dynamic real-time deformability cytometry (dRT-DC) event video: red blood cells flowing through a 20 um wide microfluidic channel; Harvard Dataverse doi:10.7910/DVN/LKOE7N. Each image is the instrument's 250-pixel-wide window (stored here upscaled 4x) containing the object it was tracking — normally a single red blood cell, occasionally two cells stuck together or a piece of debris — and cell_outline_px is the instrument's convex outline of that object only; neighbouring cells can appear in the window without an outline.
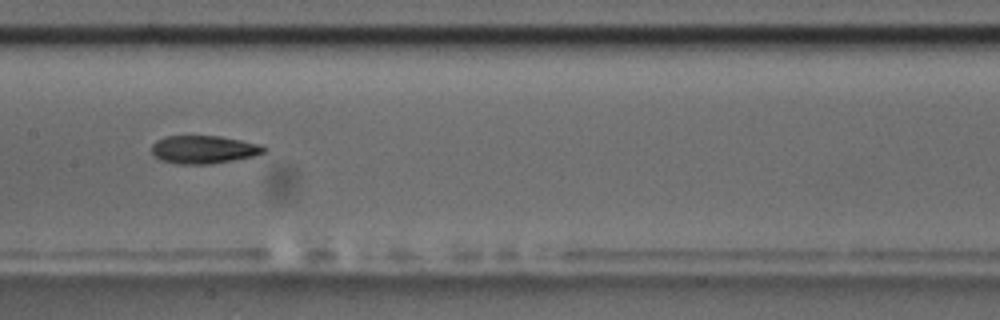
{"species": "common noctule bat (a hibernating species)", "species_latin": "Nyctalus noctula", "temperature_condition": "room temperature", "stored_images_in_passage": 11, "camera_frame_rate_fps": 3000, "um_per_image_px": 0.085, "animal": {"sex": "male", "body_mass_g": 17.5, "forearm_length_mm": 52.3}, "frame": {"image": 1, "passage_image": 7, "time_ms": 7.0, "image_size_px": [1000, 320], "cell_outline_px": [[268, 148], [264, 152], [252, 156], [232, 160], [208, 164], [176, 164], [160, 160], [152, 156], [152, 144], [156, 140], [164, 136], [220, 136], [260, 144]], "centroid_in_image_um": [17.26, 12.71], "position_along_channel_um": 190.1, "area_um2": 18.38}}
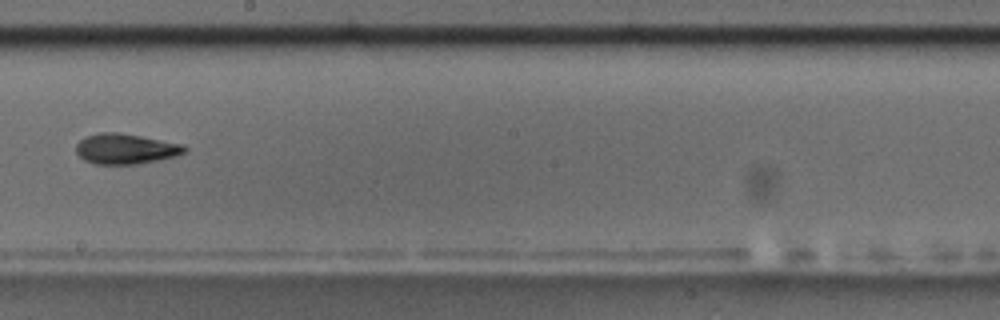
{"frame": {"image": 2, "passage_image": 8, "time_ms": 8.333, "image_size_px": [1000, 320], "cell_outline_px": [[188, 152], [176, 156], [160, 160], [136, 164], [96, 164], [84, 160], [76, 152], [76, 144], [80, 140], [88, 136], [100, 132], [120, 132], [184, 144], [188, 148]], "centroid_in_image_um": [10.73, 12.65], "position_along_channel_um": 237.5, "area_um2": 19.36}}